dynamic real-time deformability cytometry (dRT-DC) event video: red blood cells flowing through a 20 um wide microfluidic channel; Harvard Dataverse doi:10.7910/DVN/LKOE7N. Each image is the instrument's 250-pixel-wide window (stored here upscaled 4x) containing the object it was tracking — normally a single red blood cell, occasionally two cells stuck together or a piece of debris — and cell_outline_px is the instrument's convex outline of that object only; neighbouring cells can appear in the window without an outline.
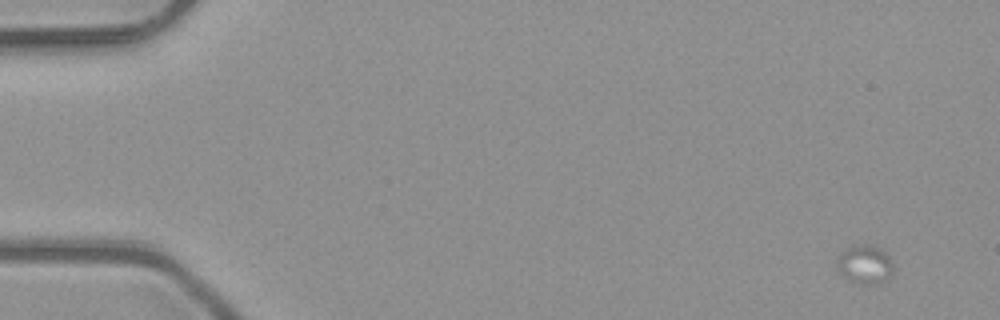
{"species": "common noctule bat (a hibernating species)", "species_latin": "Nyctalus noctula", "temperature_condition": "room temperature", "stored_images_in_passage": 6, "camera_frame_rate_fps": 3000, "um_per_image_px": 0.085, "animal": {"sex": "male", "body_mass_g": 23.1, "forearm_length_mm": 52.7}, "frame": {"image": 1, "passage_image": 1, "time_ms": 0.0, "image_size_px": [1000, 320], "cell_outline_px": [[892, 272], [880, 284], [860, 284], [848, 280], [836, 268], [836, 260], [840, 252], [848, 248], [880, 248], [888, 256], [892, 264]], "centroid_in_image_um": [73.47, 22.55], "position_along_channel_um": 11.5, "area_um2": 12.08}}